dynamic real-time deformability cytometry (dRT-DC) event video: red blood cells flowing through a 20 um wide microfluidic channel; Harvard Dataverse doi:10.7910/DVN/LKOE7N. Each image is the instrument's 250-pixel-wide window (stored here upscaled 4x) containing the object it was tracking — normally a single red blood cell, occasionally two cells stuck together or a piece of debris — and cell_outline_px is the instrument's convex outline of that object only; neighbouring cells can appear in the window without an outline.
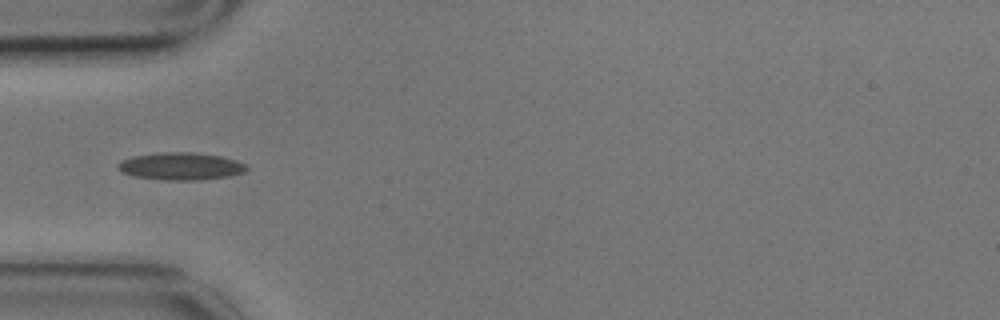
{"species": "common noctule bat (a hibernating species)", "species_latin": "Nyctalus noctula", "temperature_condition": "cold", "stored_images_in_passage": 7, "camera_frame_rate_fps": 3000, "um_per_image_px": 0.085, "animal": {"sex": "male", "body_mass_g": 17.9}, "frame": {"image": 1, "passage_image": 6, "time_ms": 1.667, "image_size_px": [1000, 320], "cell_outline_px": [[248, 168], [244, 172], [228, 176], [200, 180], [164, 180], [136, 176], [124, 172], [116, 164], [120, 160], [132, 156], [164, 152], [188, 152], [220, 156], [236, 160], [244, 164]], "centroid_in_image_um": [15.37, 14.13], "position_along_channel_um": 69.6, "area_um2": 20.29}}